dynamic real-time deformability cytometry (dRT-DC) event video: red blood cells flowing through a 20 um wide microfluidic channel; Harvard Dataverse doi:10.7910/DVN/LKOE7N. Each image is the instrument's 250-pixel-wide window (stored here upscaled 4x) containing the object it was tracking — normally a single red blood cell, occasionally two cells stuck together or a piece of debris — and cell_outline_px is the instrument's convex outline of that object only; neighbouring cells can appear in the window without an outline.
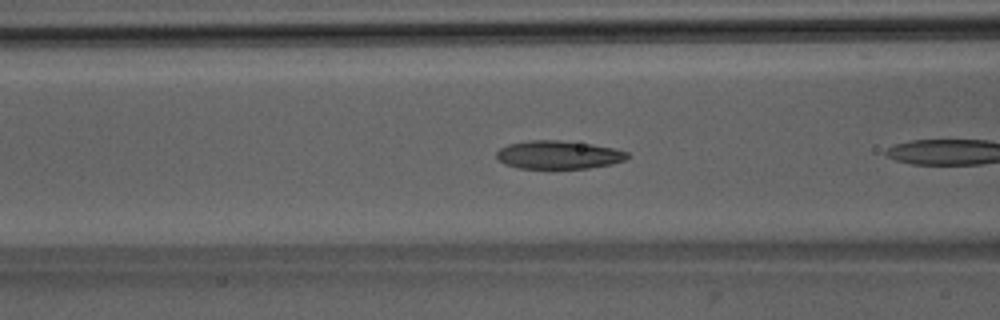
{"species": "Egyptian fruit bat (a non-hibernating species)", "species_latin": "Rousettus aegyptiacus", "temperature_condition": "room temperature", "stored_images_in_passage": 6, "camera_frame_rate_fps": 3000, "um_per_image_px": 0.085, "animal": {"sex": "male"}, "frame": {"image": 1, "passage_image": 5, "time_ms": 1.333, "image_size_px": [1000, 320], "cell_outline_px": [[632, 156], [624, 160], [612, 164], [588, 168], [516, 168], [504, 164], [496, 156], [496, 152], [500, 148], [508, 144], [528, 140], [560, 140], [592, 144], [612, 148], [628, 152]], "centroid_in_image_um": [47.47, 13.16], "position_along_channel_um": 119.1, "area_um2": 21.62}}